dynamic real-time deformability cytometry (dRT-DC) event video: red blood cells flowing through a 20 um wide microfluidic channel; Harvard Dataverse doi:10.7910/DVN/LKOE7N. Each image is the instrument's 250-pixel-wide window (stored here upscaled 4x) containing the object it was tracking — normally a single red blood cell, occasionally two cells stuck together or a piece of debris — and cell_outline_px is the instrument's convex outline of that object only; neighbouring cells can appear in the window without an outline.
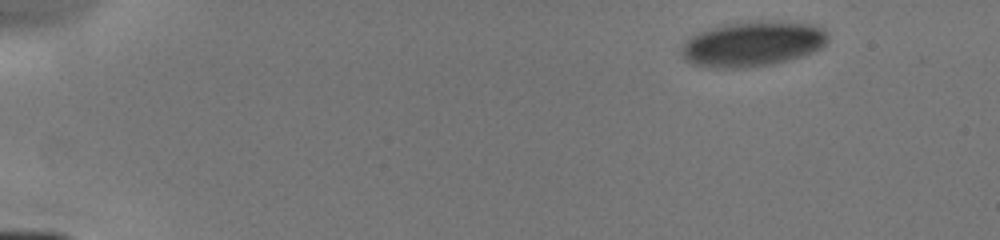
{"species": "human", "species_latin": "Homo sapiens", "temperature_condition": "cold", "stored_images_in_passage": 3, "camera_frame_rate_fps": 3000, "um_per_image_px": 0.085, "donor": {"sex": "male"}, "frame": {"image": 1, "passage_image": 1, "time_ms": 0.0, "image_size_px": [1000, 240], "cell_outline_px": [[828, 40], [820, 48], [804, 56], [772, 64], [740, 68], [716, 68], [692, 64], [684, 60], [684, 44], [692, 36], [700, 32], [724, 24], [768, 20], [780, 20], [812, 24], [828, 32]], "centroid_in_image_um": [64.03, 3.72], "position_along_channel_um": 21.0, "area_um2": 38.32}}
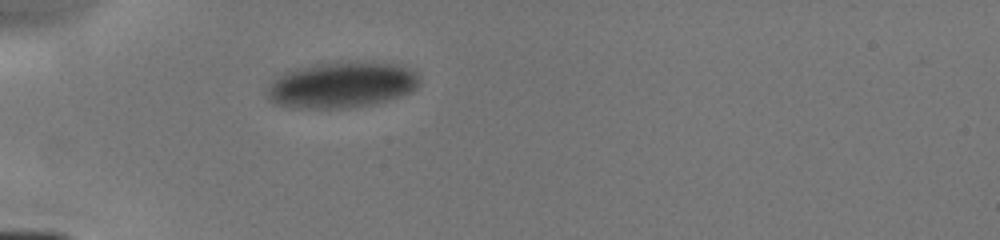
{"frame": {"image": 2, "passage_image": 3, "time_ms": 3.333, "image_size_px": [1000, 240], "cell_outline_px": [[420, 80], [416, 88], [412, 92], [376, 104], [344, 108], [292, 108], [272, 104], [268, 100], [268, 88], [272, 80], [284, 72], [316, 64], [344, 60], [364, 60], [396, 64], [408, 68], [416, 72], [420, 76]], "centroid_in_image_um": [29.06, 7.2], "position_along_channel_um": 55.9, "area_um2": 41.67}}